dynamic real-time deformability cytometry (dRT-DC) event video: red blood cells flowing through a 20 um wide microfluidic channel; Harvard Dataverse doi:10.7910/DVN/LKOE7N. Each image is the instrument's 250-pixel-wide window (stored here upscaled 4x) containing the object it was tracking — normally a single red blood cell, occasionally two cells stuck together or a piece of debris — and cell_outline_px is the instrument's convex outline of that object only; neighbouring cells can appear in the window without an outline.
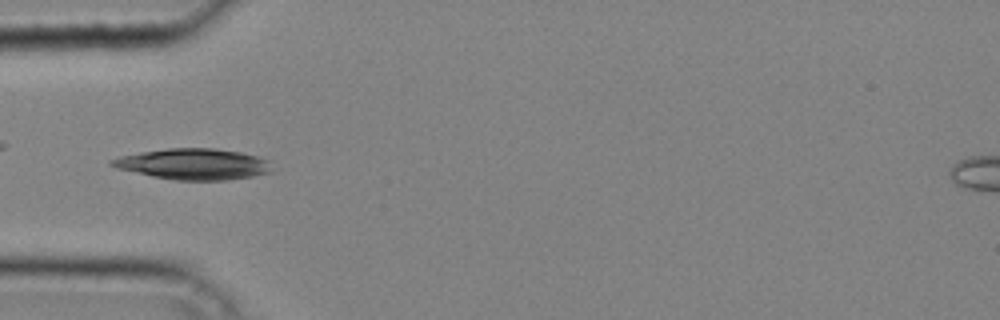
{"species": "common noctule bat (a hibernating species)", "species_latin": "Nyctalus noctula", "temperature_condition": "cold", "stored_images_in_passage": 40, "camera_frame_rate_fps": 3000, "um_per_image_px": 0.085, "animal": {"sex": "male", "body_mass_g": 20.4}, "frame": {"image": 1, "passage_image": 12, "time_ms": 3.667, "image_size_px": [1000, 320], "cell_outline_px": [[272, 172], [252, 176], [224, 180], [176, 180], [152, 176], [116, 168], [108, 164], [108, 160], [120, 156], [140, 152], [168, 148], [212, 148], [240, 152], [272, 160]], "centroid_in_image_um": [16.45, 13.94], "position_along_channel_um": 68.5, "area_um2": 29.02}}
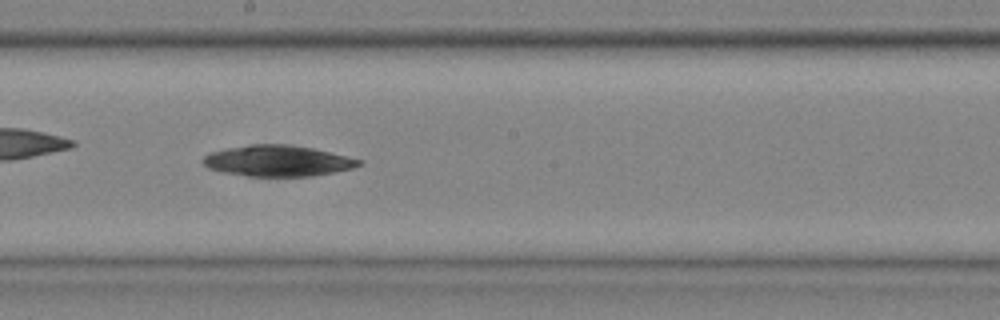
{"frame": {"image": 2, "passage_image": 22, "time_ms": 7.0, "image_size_px": [1000, 320], "cell_outline_px": [[364, 160], [360, 164], [352, 168], [312, 176], [248, 176], [224, 172], [208, 168], [200, 160], [208, 152], [228, 148], [252, 144], [288, 144], [312, 148]], "centroid_in_image_um": [23.57, 13.66], "position_along_channel_um": 224.6, "area_um2": 28.03}}
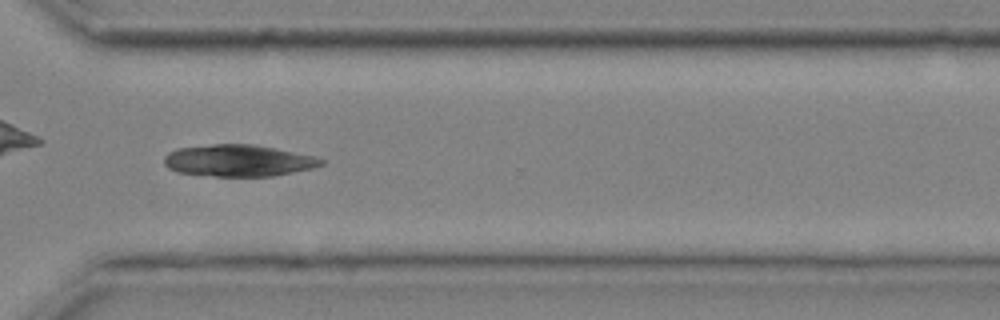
{"frame": {"image": 3, "passage_image": 30, "time_ms": 9.667, "image_size_px": [1000, 320], "cell_outline_px": [[324, 164], [312, 168], [272, 176], [216, 176], [176, 172], [168, 168], [164, 164], [164, 156], [168, 152], [176, 148], [212, 144], [252, 144], [276, 148], [320, 156], [324, 160]], "centroid_in_image_um": [20.28, 13.64], "position_along_channel_um": 350.3, "area_um2": 29.3}}